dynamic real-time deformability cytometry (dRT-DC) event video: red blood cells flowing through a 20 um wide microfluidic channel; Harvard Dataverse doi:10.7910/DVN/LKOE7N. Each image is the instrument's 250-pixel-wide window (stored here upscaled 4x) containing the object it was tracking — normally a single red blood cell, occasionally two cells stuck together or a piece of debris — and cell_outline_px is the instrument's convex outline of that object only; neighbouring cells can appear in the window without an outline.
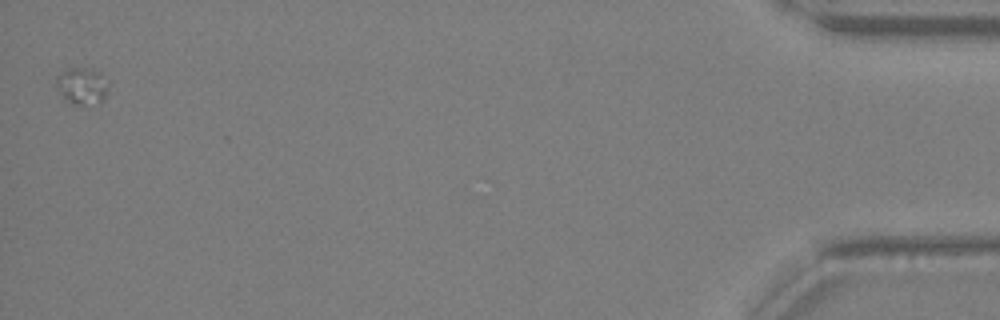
{"species": "Egyptian fruit bat (a non-hibernating species)", "species_latin": "Rousettus aegyptiacus", "temperature_condition": "warm", "stored_images_in_passage": 35, "camera_frame_rate_fps": 3000, "um_per_image_px": 0.085, "animal": {"sex": "female"}, "frame": {"image": 1, "passage_image": 35, "time_ms": 11.333, "image_size_px": [1000, 320], "cell_outline_px": [[104, 100], [100, 104], [72, 104], [60, 92], [56, 84], [56, 76], [60, 72], [72, 68], [84, 68], [96, 72], [104, 88]], "centroid_in_image_um": [6.86, 7.34], "position_along_channel_um": 428.3, "area_um2": 10.23}}